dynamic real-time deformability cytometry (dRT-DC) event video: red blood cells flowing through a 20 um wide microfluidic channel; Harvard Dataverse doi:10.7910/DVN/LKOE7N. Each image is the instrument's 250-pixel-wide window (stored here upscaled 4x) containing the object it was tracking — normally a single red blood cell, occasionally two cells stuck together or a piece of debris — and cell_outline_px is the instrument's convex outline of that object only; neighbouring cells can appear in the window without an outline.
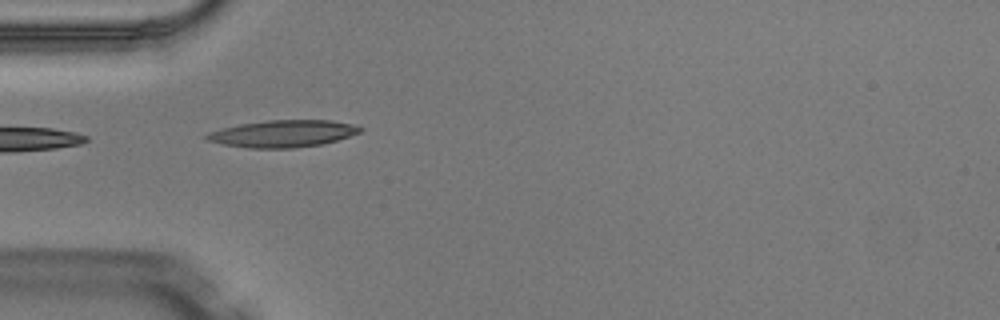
{"species": "Egyptian fruit bat (a non-hibernating species)", "species_latin": "Rousettus aegyptiacus", "temperature_condition": "warm", "stored_images_in_passage": 1, "camera_frame_rate_fps": 3000, "um_per_image_px": 0.085, "animal": {"sex": "male"}, "frame": {"image": 1, "passage_image": 1, "time_ms": 0.0, "image_size_px": [1000, 320], "cell_outline_px": [[364, 128], [360, 132], [336, 140], [320, 144], [292, 148], [248, 148], [224, 144], [208, 140], [204, 136], [208, 132], [220, 128], [240, 124], [268, 120], [332, 120], [352, 124]], "centroid_in_image_um": [24.03, 11.35], "position_along_channel_um": 61.0, "area_um2": 23.99}}